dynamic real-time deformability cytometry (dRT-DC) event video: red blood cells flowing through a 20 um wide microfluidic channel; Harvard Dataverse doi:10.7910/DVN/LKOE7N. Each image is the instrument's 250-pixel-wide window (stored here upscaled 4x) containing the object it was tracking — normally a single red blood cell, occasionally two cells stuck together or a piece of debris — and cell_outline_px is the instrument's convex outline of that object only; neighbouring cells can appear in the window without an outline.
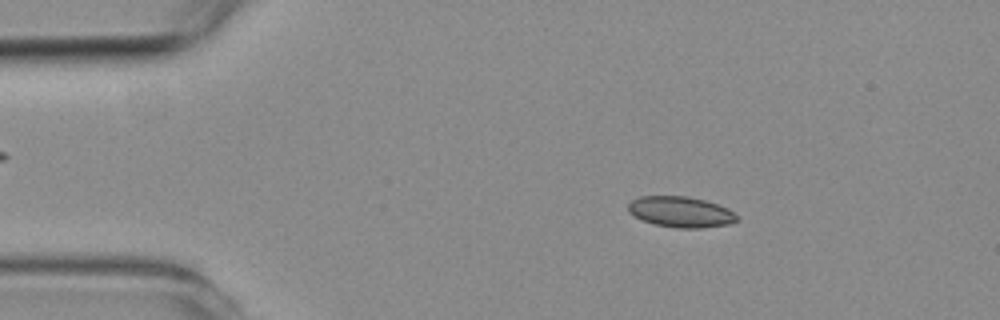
{"species": "common noctule bat (a hibernating species)", "species_latin": "Nyctalus noctula", "temperature_condition": "room temperature", "stored_images_in_passage": 8, "camera_frame_rate_fps": 3000, "um_per_image_px": 0.085, "animal": {"sex": "female", "body_mass_g": 19.3, "forearm_length_mm": 54.1}, "frame": {"image": 1, "passage_image": 3, "time_ms": 2.333, "image_size_px": [1000, 320], "cell_outline_px": [[736, 220], [728, 224], [700, 228], [676, 228], [656, 224], [644, 220], [628, 212], [628, 204], [632, 200], [640, 196], [688, 196], [704, 200], [728, 208], [736, 216]], "centroid_in_image_um": [57.83, 18.0], "position_along_channel_um": 27.2, "area_um2": 19.19}}
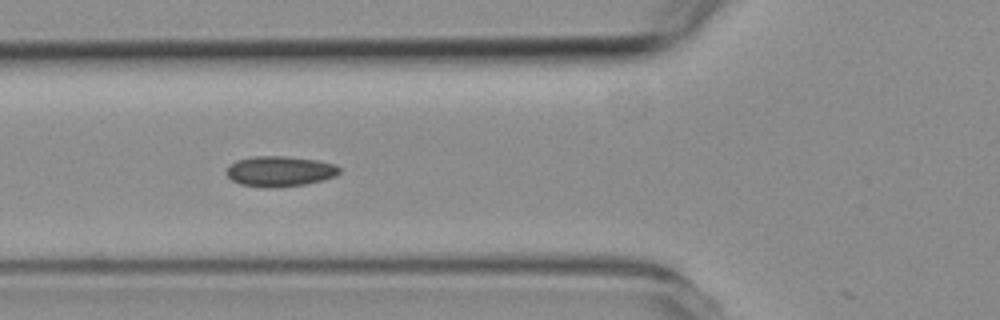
{"frame": {"image": 2, "passage_image": 6, "time_ms": 5.667, "image_size_px": [1000, 320], "cell_outline_px": [[340, 172], [336, 176], [324, 180], [304, 184], [276, 188], [268, 188], [240, 184], [232, 180], [224, 172], [228, 164], [236, 160], [252, 156], [284, 156], [316, 160], [336, 164], [340, 168]], "centroid_in_image_um": [23.76, 14.56], "position_along_channel_um": 102.0, "area_um2": 20.29}}
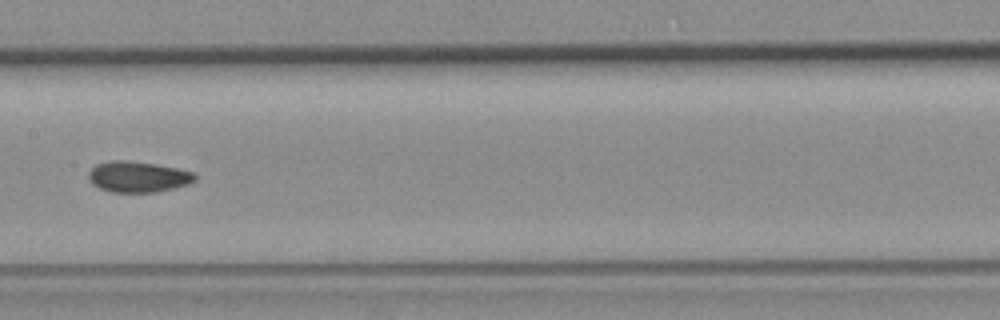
{"frame": {"image": 3, "passage_image": 8, "time_ms": 8.0, "image_size_px": [1000, 320], "cell_outline_px": [[196, 180], [188, 184], [156, 192], [112, 192], [100, 188], [92, 184], [88, 176], [88, 172], [96, 164], [108, 160], [124, 160], [156, 164], [176, 168], [192, 172], [196, 176]], "centroid_in_image_um": [11.7, 15.02], "position_along_channel_um": 195.7, "area_um2": 19.07}}